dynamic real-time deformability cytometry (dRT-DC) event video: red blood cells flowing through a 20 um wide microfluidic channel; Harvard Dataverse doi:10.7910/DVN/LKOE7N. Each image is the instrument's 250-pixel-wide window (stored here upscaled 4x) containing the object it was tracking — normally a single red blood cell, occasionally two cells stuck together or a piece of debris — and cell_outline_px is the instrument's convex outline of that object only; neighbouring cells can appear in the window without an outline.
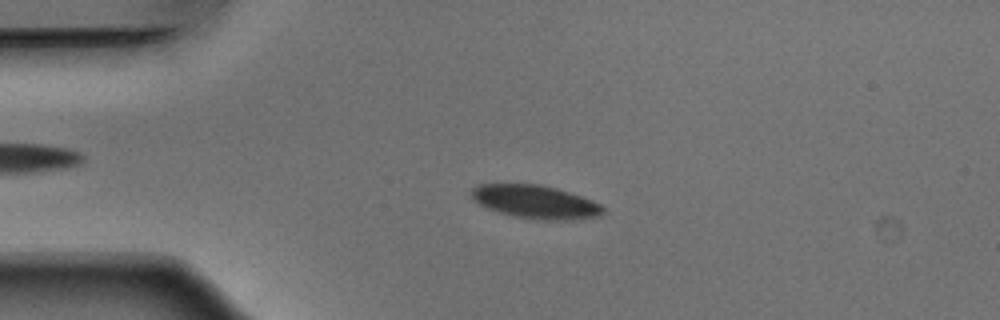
{"species": "Egyptian fruit bat (a non-hibernating species)", "species_latin": "Rousettus aegyptiacus", "temperature_condition": "warm", "stored_images_in_passage": 52, "camera_frame_rate_fps": 3000, "um_per_image_px": 0.085, "animal": {"sex": "male"}, "frame": {"image": 1, "passage_image": 12, "time_ms": 3.667, "image_size_px": [1000, 320], "cell_outline_px": [[604, 212], [600, 216], [572, 220], [544, 220], [516, 216], [500, 212], [488, 208], [472, 200], [472, 188], [476, 184], [540, 184], [556, 188], [592, 200], [600, 204], [604, 208]], "centroid_in_image_um": [45.52, 17.15], "position_along_channel_um": 39.5, "area_um2": 25.37}}
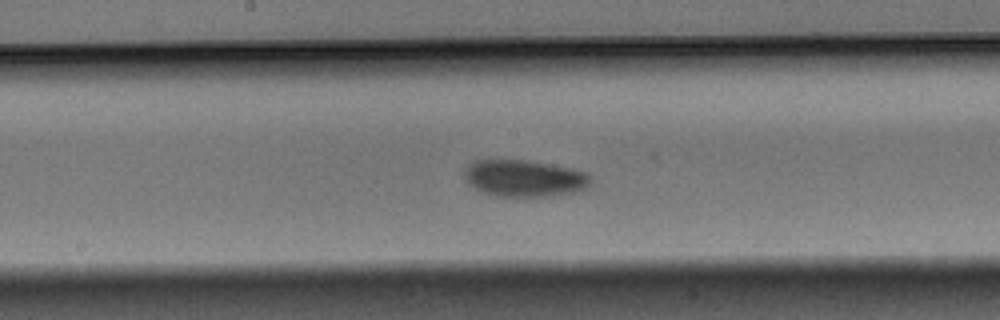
{"frame": {"image": 2, "passage_image": 27, "time_ms": 8.667, "image_size_px": [1000, 320], "cell_outline_px": [[592, 180], [588, 188], [572, 192], [548, 196], [496, 196], [484, 192], [476, 188], [464, 176], [464, 172], [468, 164], [476, 160], [528, 160], [572, 168], [584, 172]], "centroid_in_image_um": [44.59, 15.14], "position_along_channel_um": 203.6, "area_um2": 26.76}}
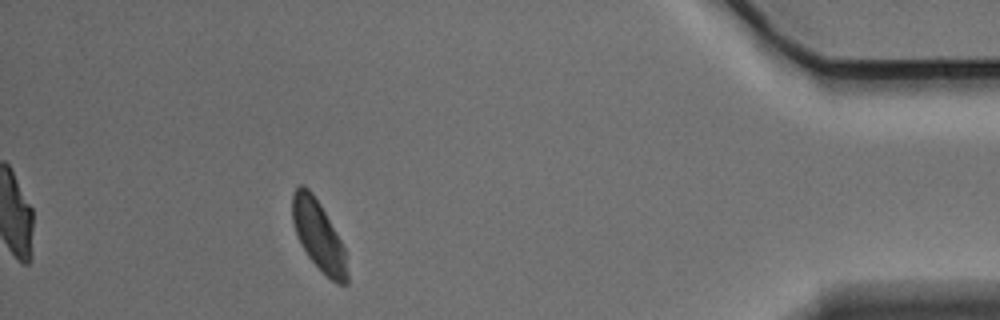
{"frame": {"image": 3, "passage_image": 47, "time_ms": 15.333, "image_size_px": [1000, 320], "cell_outline_px": [[348, 284], [336, 284], [308, 256], [296, 232], [292, 220], [292, 192], [300, 184], [304, 184], [312, 192], [320, 204], [340, 240], [344, 248], [348, 272]], "centroid_in_image_um": [27.07, 19.99], "position_along_channel_um": 408.1, "area_um2": 21.79}, "authors_computed_cell_mechanics": {"area_um2": 25.3742, "velocity_mm_per_s": 3.8485, "shape_relaxation_time_tau1_ms": 2.1874, "shape_relaxation_time_tau2_ms": null, "deformation_change_tau1": 0.0814, "deformation_change_tau2": null}}